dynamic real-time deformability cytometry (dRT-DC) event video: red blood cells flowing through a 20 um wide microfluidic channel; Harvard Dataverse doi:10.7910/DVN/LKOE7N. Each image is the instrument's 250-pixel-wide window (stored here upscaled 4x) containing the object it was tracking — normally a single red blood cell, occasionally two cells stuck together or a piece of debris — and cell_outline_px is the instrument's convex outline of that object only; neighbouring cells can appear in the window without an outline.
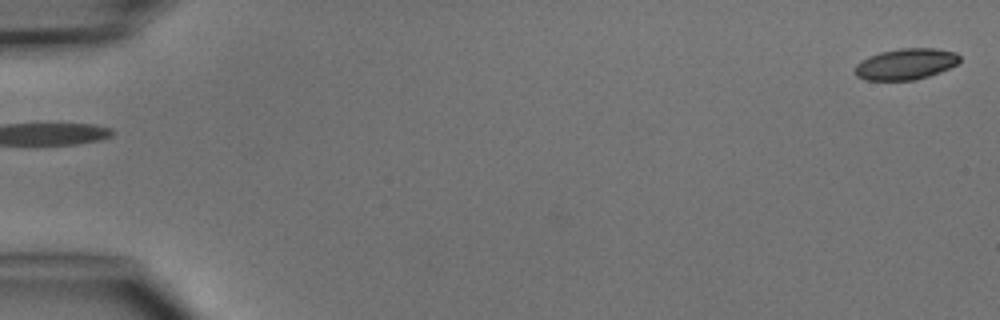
{"species": "common noctule bat (a hibernating species)", "species_latin": "Nyctalus noctula", "temperature_condition": "cold", "stored_images_in_passage": 4, "segment_of_instrument_passage": [2, 2], "camera_frame_rate_fps": 3000, "um_per_image_px": 0.085, "animal": {"sex": "male", "body_mass_g": 15.6}, "frame": {"image": 1, "passage_image": 4, "time_ms": 3.333, "image_size_px": [1000, 320], "cell_outline_px": [[960, 60], [956, 64], [940, 72], [916, 80], [864, 80], [856, 76], [856, 64], [860, 60], [868, 56], [880, 52], [900, 48], [936, 48], [956, 52], [960, 56]], "centroid_in_image_um": [76.98, 5.44], "position_along_channel_um": 8.0, "area_um2": 19.07}}